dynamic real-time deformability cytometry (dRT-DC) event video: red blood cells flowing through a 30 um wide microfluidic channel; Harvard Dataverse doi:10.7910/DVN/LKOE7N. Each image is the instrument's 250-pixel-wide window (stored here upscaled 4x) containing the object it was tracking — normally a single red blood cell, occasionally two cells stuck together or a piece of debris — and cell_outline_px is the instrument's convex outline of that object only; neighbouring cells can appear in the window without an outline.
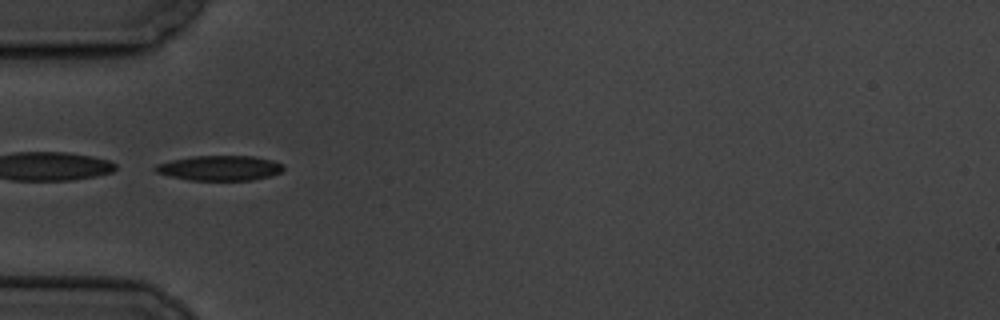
{"species": "common noctule bat (a hibernating species)", "species_latin": "Nyctalus noctula", "temperature_condition": "cold", "stored_images_in_passage": 7, "camera_frame_rate_fps": 3000, "um_per_image_px": 0.085, "animal": {"sex": "male", "body_mass_g": 19.5, "forearm_length_mm": 54.6}, "frame": {"image": 1, "passage_image": 4, "time_ms": 4.333, "image_size_px": [1000, 320], "cell_outline_px": [[284, 168], [280, 172], [272, 176], [252, 180], [188, 180], [156, 172], [152, 168], [156, 164], [172, 160], [192, 156], [252, 156], [272, 160], [284, 164]], "centroid_in_image_um": [18.7, 14.28], "position_along_channel_um": 66.3, "area_um2": 18.67}}
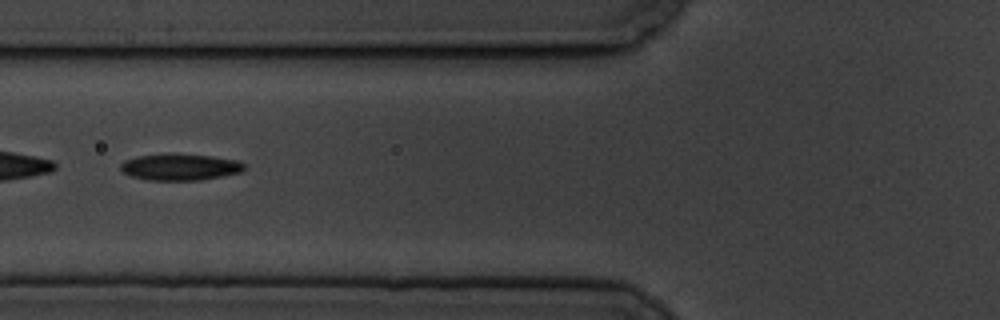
{"frame": {"image": 2, "passage_image": 5, "time_ms": 5.667, "image_size_px": [1000, 320], "cell_outline_px": [[244, 168], [240, 172], [200, 180], [148, 180], [132, 176], [124, 172], [120, 168], [120, 164], [124, 160], [136, 156], [172, 152], [212, 156], [236, 160], [244, 164]], "centroid_in_image_um": [15.26, 14.17], "position_along_channel_um": 110.5, "area_um2": 19.25}}